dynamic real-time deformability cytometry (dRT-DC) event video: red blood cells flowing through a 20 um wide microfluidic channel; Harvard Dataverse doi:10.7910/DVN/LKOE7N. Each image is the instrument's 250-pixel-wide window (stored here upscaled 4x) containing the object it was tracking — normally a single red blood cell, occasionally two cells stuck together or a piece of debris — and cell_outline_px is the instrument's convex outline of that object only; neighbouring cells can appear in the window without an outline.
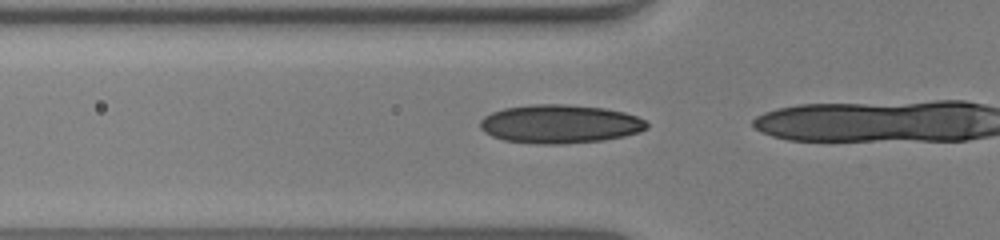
{"species": "human", "species_latin": "Homo sapiens", "temperature_condition": "warm", "stored_images_in_passage": 15, "camera_frame_rate_fps": 3000, "um_per_image_px": 0.085, "donor": {"sex": "male"}, "frame": {"image": 1, "passage_image": 13, "time_ms": 4.0, "image_size_px": [1000, 240], "cell_outline_px": [[648, 128], [640, 132], [624, 136], [604, 140], [564, 144], [544, 144], [504, 140], [492, 136], [484, 132], [480, 128], [480, 120], [484, 116], [492, 112], [504, 108], [532, 104], [564, 104], [604, 108], [624, 112], [636, 116], [644, 120], [648, 124]], "centroid_in_image_um": [47.59, 10.54], "position_along_channel_um": 78.2, "area_um2": 37.51}}